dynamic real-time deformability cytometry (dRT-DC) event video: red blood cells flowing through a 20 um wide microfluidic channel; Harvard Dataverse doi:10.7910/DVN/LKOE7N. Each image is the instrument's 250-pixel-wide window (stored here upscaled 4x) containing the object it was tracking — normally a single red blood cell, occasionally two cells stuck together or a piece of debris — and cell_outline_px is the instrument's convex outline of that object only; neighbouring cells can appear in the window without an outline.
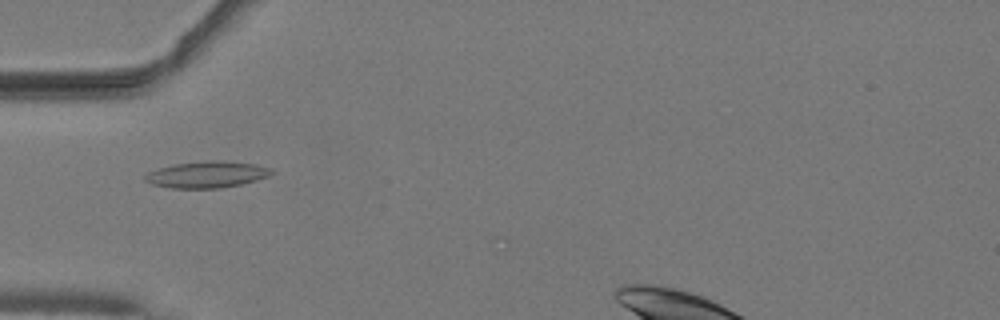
{"species": "common noctule bat (a hibernating species)", "species_latin": "Nyctalus noctula", "temperature_condition": "warm", "stored_images_in_passage": 17, "camera_frame_rate_fps": 3000, "um_per_image_px": 0.085, "animal": {"sex": "male", "body_mass_g": 19.2, "forearm_length_mm": 51.8}, "frame": {"image": 1, "passage_image": 4, "time_ms": 1.0, "image_size_px": [1000, 320], "cell_outline_px": [[276, 172], [268, 176], [256, 180], [240, 184], [220, 188], [172, 188], [152, 184], [144, 180], [144, 176], [148, 172], [160, 168], [176, 164], [204, 160], [216, 160], [256, 164], [272, 168]], "centroid_in_image_um": [17.61, 14.83], "position_along_channel_um": 67.4, "area_um2": 19.48}}
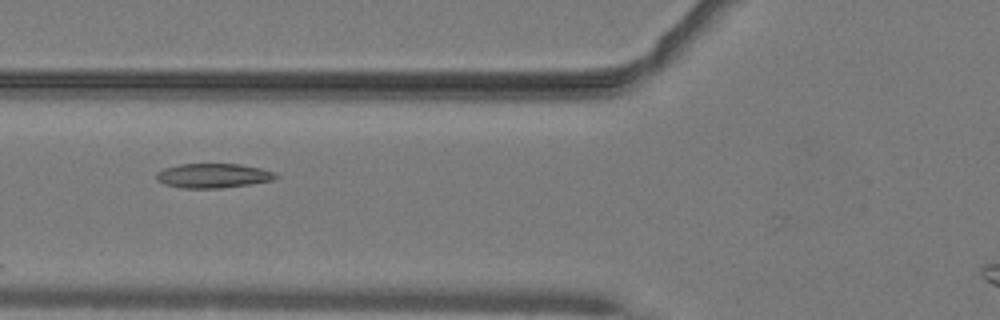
{"frame": {"image": 2, "passage_image": 7, "time_ms": 2.0, "image_size_px": [1000, 320], "cell_outline_px": [[280, 176], [272, 180], [252, 184], [220, 188], [180, 188], [164, 184], [156, 180], [156, 172], [164, 168], [180, 164], [240, 164], [260, 168], [276, 172]], "centroid_in_image_um": [18.12, 14.93], "position_along_channel_um": 107.7, "area_um2": 17.17}}